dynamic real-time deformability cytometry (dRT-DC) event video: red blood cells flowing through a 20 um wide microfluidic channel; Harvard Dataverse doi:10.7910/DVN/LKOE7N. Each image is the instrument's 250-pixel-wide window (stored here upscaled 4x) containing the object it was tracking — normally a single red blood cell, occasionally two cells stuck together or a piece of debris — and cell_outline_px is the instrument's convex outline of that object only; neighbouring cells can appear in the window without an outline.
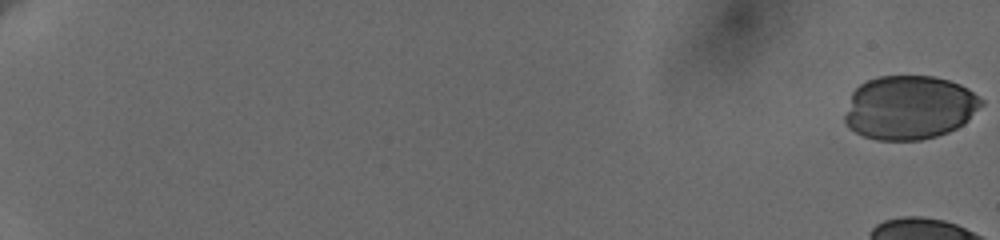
{"species": "human", "species_latin": "Homo sapiens", "temperature_condition": "cold", "stored_images_in_passage": 17, "camera_frame_rate_fps": 3000, "um_per_image_px": 0.085, "donor": {"sex": "female"}, "frame": {"image": 1, "passage_image": 1, "time_ms": 0.0, "image_size_px": [1000, 240], "cell_outline_px": [[984, 104], [964, 124], [948, 132], [936, 136], [920, 140], [876, 140], [864, 136], [848, 128], [844, 120], [844, 116], [852, 92], [860, 84], [868, 80], [880, 76], [932, 76], [948, 80], [960, 84], [968, 88], [984, 100]], "centroid_in_image_um": [77.31, 9.14], "position_along_channel_um": 7.7, "area_um2": 51.04}}